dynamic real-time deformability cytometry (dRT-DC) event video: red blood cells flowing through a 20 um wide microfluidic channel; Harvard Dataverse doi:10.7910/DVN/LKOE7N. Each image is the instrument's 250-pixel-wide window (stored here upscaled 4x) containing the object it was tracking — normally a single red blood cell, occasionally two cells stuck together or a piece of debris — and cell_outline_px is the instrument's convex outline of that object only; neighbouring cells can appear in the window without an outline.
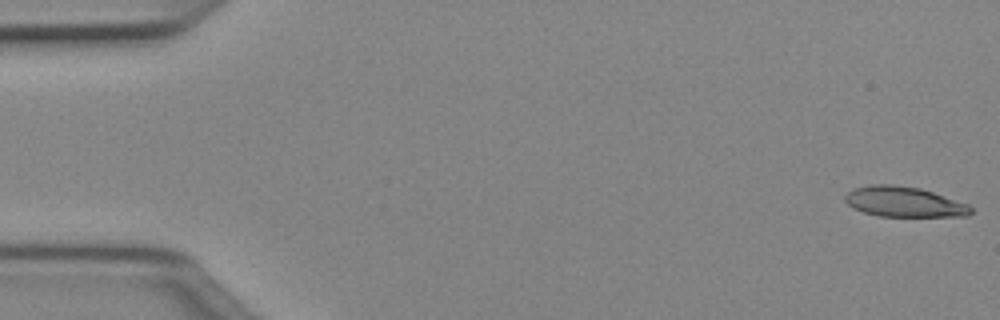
{"species": "Egyptian fruit bat (a non-hibernating species)", "species_latin": "Rousettus aegyptiacus", "temperature_condition": "cold", "stored_images_in_passage": 50, "camera_frame_rate_fps": 3000, "um_per_image_px": 0.085, "animal": {"sex": "female"}, "frame": {"image": 1, "passage_image": 1, "time_ms": 0.0, "image_size_px": [1000, 320], "cell_outline_px": [[972, 212], [968, 216], [880, 216], [864, 212], [852, 208], [844, 200], [844, 196], [852, 188], [868, 184], [892, 184], [920, 188], [968, 204], [972, 208]], "centroid_in_image_um": [76.8, 17.15], "position_along_channel_um": 8.2, "area_um2": 22.2}}
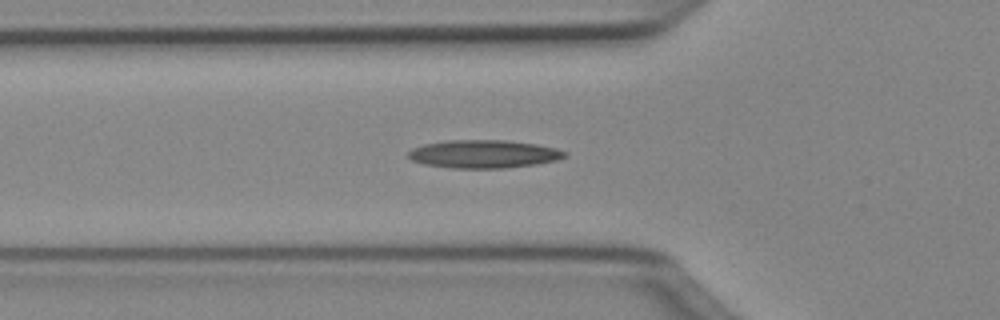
{"frame": {"image": 2, "passage_image": 17, "time_ms": 5.333, "image_size_px": [1000, 320], "cell_outline_px": [[568, 156], [556, 160], [536, 164], [504, 168], [452, 168], [424, 164], [412, 160], [408, 156], [408, 152], [412, 148], [424, 144], [448, 140], [508, 140], [536, 144], [556, 148], [568, 152]], "centroid_in_image_um": [41.13, 13.09], "position_along_channel_um": 84.7, "area_um2": 25.66}}
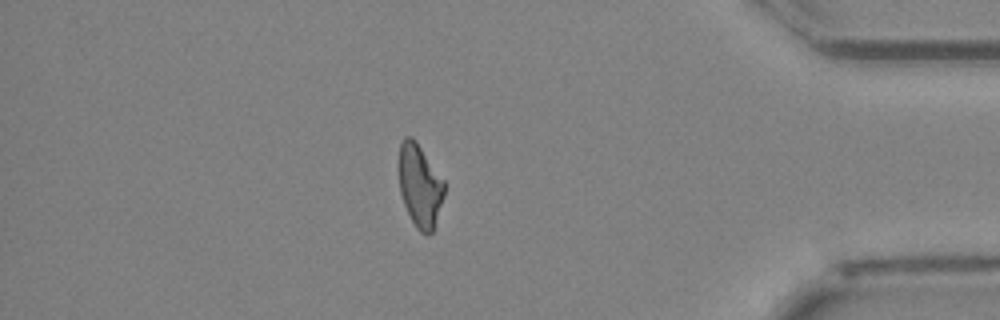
{"frame": {"image": 3, "passage_image": 43, "time_ms": 14.0, "image_size_px": [1000, 320], "cell_outline_px": [[444, 196], [432, 232], [420, 232], [416, 228], [404, 204], [400, 192], [396, 168], [400, 144], [404, 136], [412, 136], [416, 140], [444, 180]], "centroid_in_image_um": [35.64, 15.7], "position_along_channel_um": 399.6, "area_um2": 22.2}, "authors_computed_cell_mechanics": {"area_um2": 23.0044, "velocity_mm_per_s": 4.0524, "shape_relaxation_time_tau1_ms": null, "shape_relaxation_time_tau2_ms": 5.5689, "deformation_change_tau1": null, "deformation_change_tau2": 0.174}}